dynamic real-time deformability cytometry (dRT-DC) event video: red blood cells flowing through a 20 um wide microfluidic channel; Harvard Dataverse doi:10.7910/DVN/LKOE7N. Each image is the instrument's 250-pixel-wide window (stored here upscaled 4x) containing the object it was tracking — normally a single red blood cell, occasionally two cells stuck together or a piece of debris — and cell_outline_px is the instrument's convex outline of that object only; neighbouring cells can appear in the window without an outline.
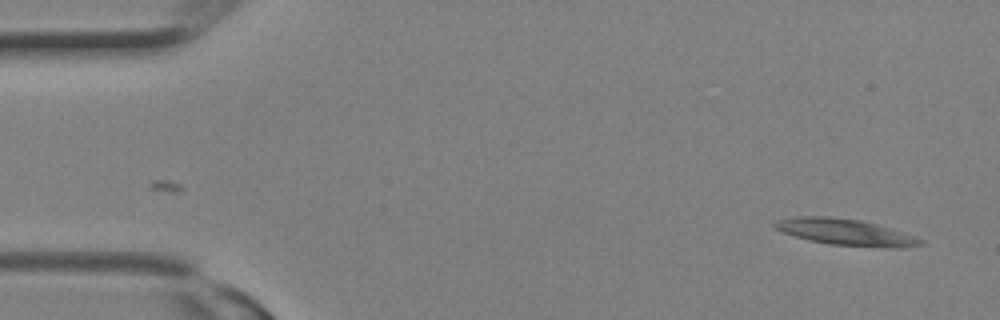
{"species": "Egyptian fruit bat (a non-hibernating species)", "species_latin": "Rousettus aegyptiacus", "temperature_condition": "room temperature", "stored_images_in_passage": 2, "camera_frame_rate_fps": 3000, "um_per_image_px": 0.085, "animal": {"sex": "female"}, "frame": {"image": 1, "passage_image": 2, "time_ms": 0.333, "image_size_px": [1000, 320], "cell_outline_px": [[924, 244], [900, 248], [884, 248], [832, 244], [808, 240], [784, 232], [776, 228], [772, 224], [776, 220], [792, 216], [828, 216], [860, 220], [876, 224], [924, 240]], "centroid_in_image_um": [71.84, 19.73], "position_along_channel_um": 13.2, "area_um2": 22.14}}